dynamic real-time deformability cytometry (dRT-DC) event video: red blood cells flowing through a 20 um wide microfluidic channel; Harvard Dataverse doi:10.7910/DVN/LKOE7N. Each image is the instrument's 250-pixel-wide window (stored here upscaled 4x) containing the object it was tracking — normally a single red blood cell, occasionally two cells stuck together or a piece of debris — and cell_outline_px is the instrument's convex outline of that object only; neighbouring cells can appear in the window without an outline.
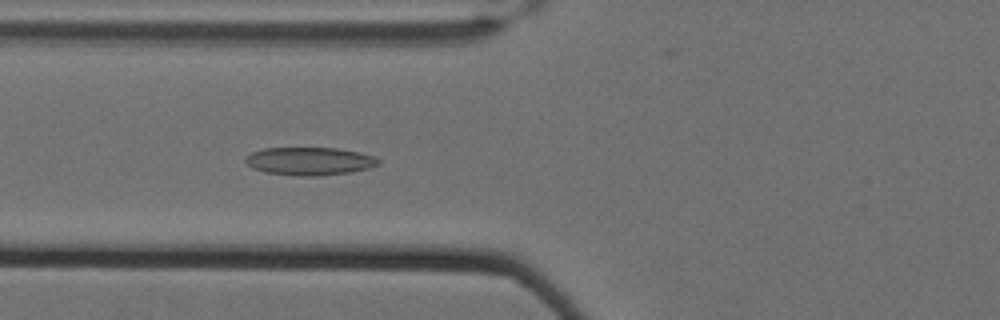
{"species": "Egyptian fruit bat (a non-hibernating species)", "species_latin": "Rousettus aegyptiacus", "temperature_condition": "cold", "stored_images_in_passage": 53, "camera_frame_rate_fps": 3000, "um_per_image_px": 0.085, "animal": {"sex": "female"}, "frame": {"image": 1, "passage_image": 17, "time_ms": 5.333, "image_size_px": [1000, 320], "cell_outline_px": [[380, 164], [368, 168], [352, 172], [316, 176], [300, 176], [264, 172], [252, 168], [244, 160], [244, 156], [252, 152], [264, 148], [336, 148], [360, 152], [372, 156], [380, 160]], "centroid_in_image_um": [26.29, 13.7], "position_along_channel_um": 99.5, "area_um2": 21.73}}
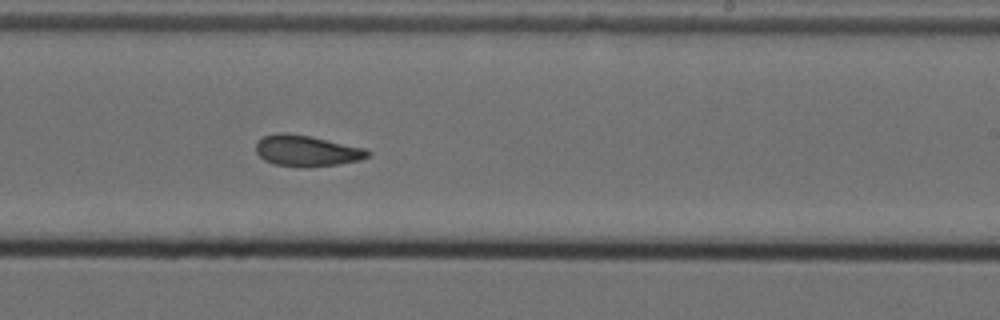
{"frame": {"image": 2, "passage_image": 31, "time_ms": 10.0, "image_size_px": [1000, 320], "cell_outline_px": [[372, 152], [368, 156], [360, 160], [336, 164], [308, 168], [304, 168], [272, 164], [264, 160], [256, 152], [256, 140], [264, 136], [280, 132], [288, 132], [308, 136], [364, 148]], "centroid_in_image_um": [26.02, 12.83], "position_along_channel_um": 263.0, "area_um2": 20.29}}
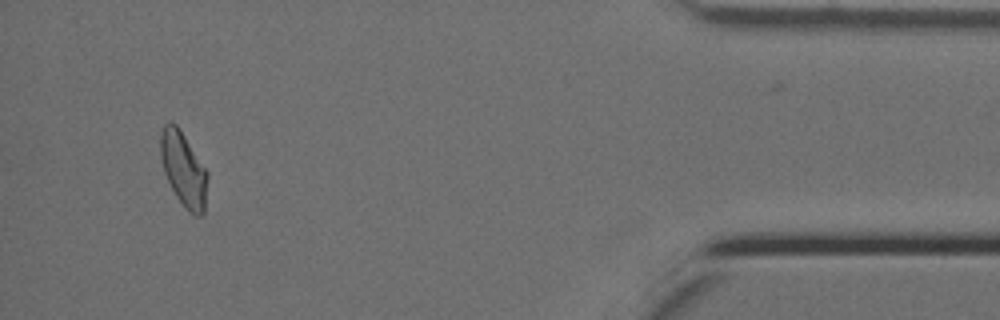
{"frame": {"image": 3, "passage_image": 49, "time_ms": 16.0, "image_size_px": [1000, 320], "cell_outline_px": [[208, 180], [204, 212], [200, 216], [192, 216], [188, 212], [176, 196], [164, 172], [160, 156], [160, 132], [164, 124], [168, 120], [176, 124], [208, 172]], "centroid_in_image_um": [15.6, 14.4], "position_along_channel_um": 419.6, "area_um2": 20.4}, "authors_computed_cell_mechanics": {"area_um2": 20.4034, "velocity_mm_per_s": 3.4895, "shape_relaxation_time_tau1_ms": null, "shape_relaxation_time_tau2_ms": 3.7781, "deformation_change_tau1": null, "deformation_change_tau2": 0.1056}}